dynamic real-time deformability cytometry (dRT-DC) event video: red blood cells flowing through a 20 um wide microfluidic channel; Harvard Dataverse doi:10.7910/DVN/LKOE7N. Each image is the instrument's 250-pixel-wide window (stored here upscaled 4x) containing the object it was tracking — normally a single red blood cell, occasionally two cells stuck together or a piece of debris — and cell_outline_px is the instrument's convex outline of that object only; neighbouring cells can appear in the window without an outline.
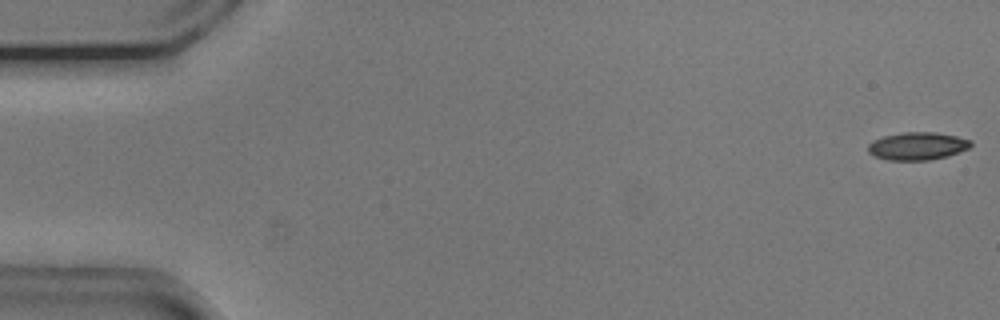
{"species": "common noctule bat (a hibernating species)", "species_latin": "Nyctalus noctula", "temperature_condition": "cold", "stored_images_in_passage": 54, "camera_frame_rate_fps": 3000, "um_per_image_px": 0.085, "animal": {"sex": "male", "body_mass_g": 20.5, "forearm_length_mm": 52.5}, "frame": {"image": 1, "passage_image": 1, "time_ms": 0.0, "image_size_px": [1000, 320], "cell_outline_px": [[972, 144], [968, 148], [948, 156], [928, 160], [888, 160], [876, 156], [868, 152], [868, 144], [872, 140], [884, 136], [904, 132], [936, 132], [956, 136], [972, 140]], "centroid_in_image_um": [77.98, 12.41], "position_along_channel_um": 7.0, "area_um2": 16.59}}
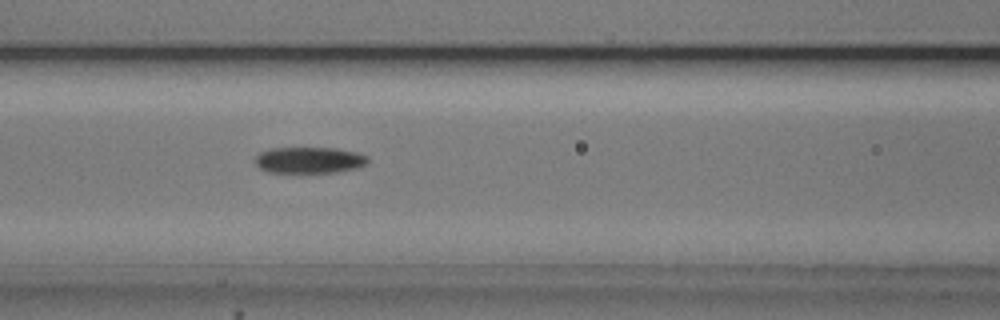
{"frame": {"image": 2, "passage_image": 23, "time_ms": 7.333, "image_size_px": [1000, 320], "cell_outline_px": [[368, 164], [356, 168], [336, 172], [268, 172], [260, 168], [256, 164], [256, 156], [260, 152], [272, 148], [336, 148], [356, 152], [368, 156]], "centroid_in_image_um": [26.31, 13.6], "position_along_channel_um": 140.3, "area_um2": 17.17}}
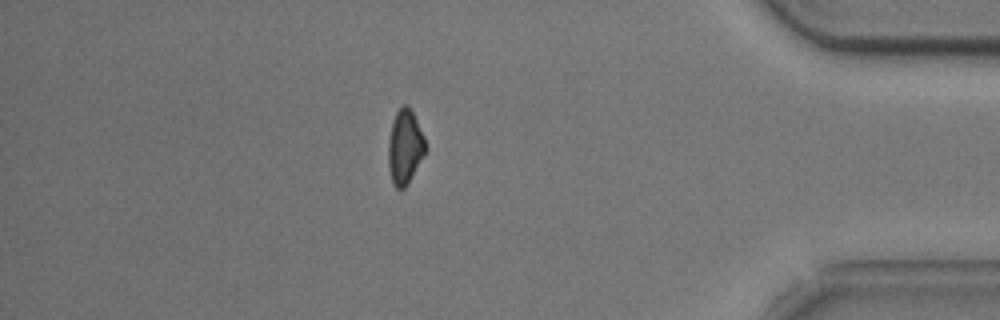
{"frame": {"image": 3, "passage_image": 47, "time_ms": 15.333, "image_size_px": [1000, 320], "cell_outline_px": [[428, 148], [404, 188], [396, 188], [392, 180], [388, 168], [388, 144], [392, 120], [396, 112], [404, 104], [408, 104], [424, 136]], "centroid_in_image_um": [34.41, 12.46], "position_along_channel_um": 400.8, "area_um2": 15.95}, "authors_computed_cell_mechanics": {"area_um2": 17.1666, "velocity_mm_per_s": 3.739, "shape_relaxation_time_tau1_ms": 5.9813, "shape_relaxation_time_tau2_ms": 3.1539, "deformation_change_tau1": 0.1629, "deformation_change_tau2": 0.0992}}